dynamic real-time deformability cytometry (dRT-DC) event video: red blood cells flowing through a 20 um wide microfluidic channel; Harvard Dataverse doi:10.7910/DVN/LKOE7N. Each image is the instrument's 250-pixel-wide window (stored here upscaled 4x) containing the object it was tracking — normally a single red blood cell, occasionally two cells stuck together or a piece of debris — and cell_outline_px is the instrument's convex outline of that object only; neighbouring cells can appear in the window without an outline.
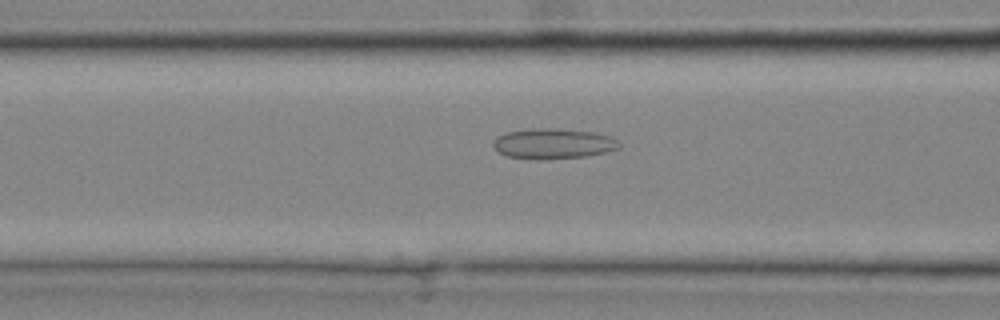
{"species": "common noctule bat (a hibernating species)", "species_latin": "Nyctalus noctula", "temperature_condition": "cold", "stored_images_in_passage": 30, "camera_frame_rate_fps": 3000, "um_per_image_px": 0.085, "animal": {"sex": "male", "body_mass_g": 20.4}, "frame": {"image": 1, "passage_image": 11, "time_ms": 3.333, "image_size_px": [1000, 320], "cell_outline_px": [[620, 148], [604, 152], [584, 156], [508, 156], [500, 152], [492, 144], [492, 140], [508, 132], [536, 128], [556, 128], [592, 132], [612, 136], [620, 144]], "centroid_in_image_um": [47.08, 12.14], "position_along_channel_um": 119.5, "area_um2": 20.92}}
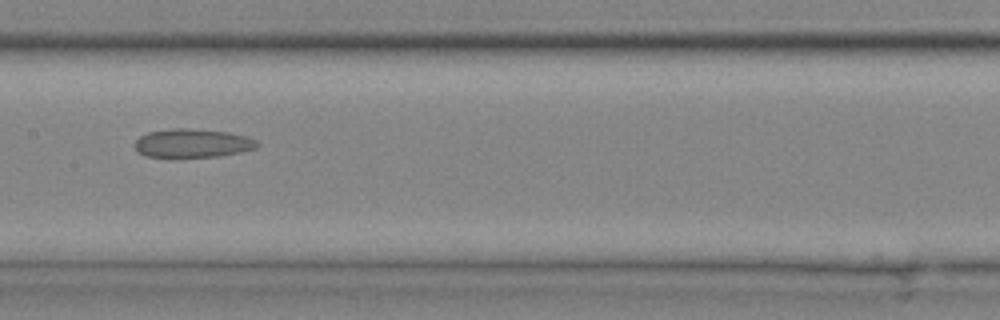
{"frame": {"image": 2, "passage_image": 15, "time_ms": 4.667, "image_size_px": [1000, 320], "cell_outline_px": [[260, 144], [256, 148], [240, 152], [220, 156], [180, 160], [176, 160], [144, 156], [136, 152], [136, 140], [140, 136], [148, 132], [172, 128], [184, 128], [228, 132], [244, 136], [256, 140]], "centroid_in_image_um": [16.3, 12.23], "position_along_channel_um": 191.1, "area_um2": 21.27}}
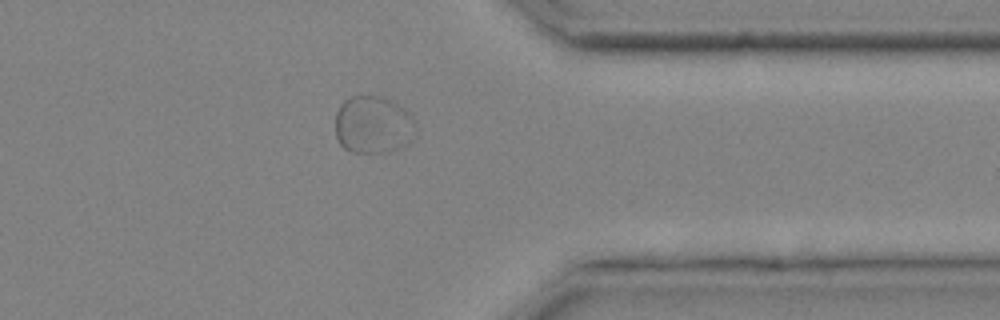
{"frame": {"image": 3, "passage_image": 26, "time_ms": 8.333, "image_size_px": [1000, 320], "cell_outline_px": [[416, 136], [408, 144], [400, 148], [388, 152], [352, 152], [344, 148], [340, 144], [336, 136], [336, 112], [340, 104], [344, 100], [352, 96], [380, 96], [404, 108], [416, 120]], "centroid_in_image_um": [31.75, 10.62], "position_along_channel_um": 379.7, "area_um2": 27.28}}